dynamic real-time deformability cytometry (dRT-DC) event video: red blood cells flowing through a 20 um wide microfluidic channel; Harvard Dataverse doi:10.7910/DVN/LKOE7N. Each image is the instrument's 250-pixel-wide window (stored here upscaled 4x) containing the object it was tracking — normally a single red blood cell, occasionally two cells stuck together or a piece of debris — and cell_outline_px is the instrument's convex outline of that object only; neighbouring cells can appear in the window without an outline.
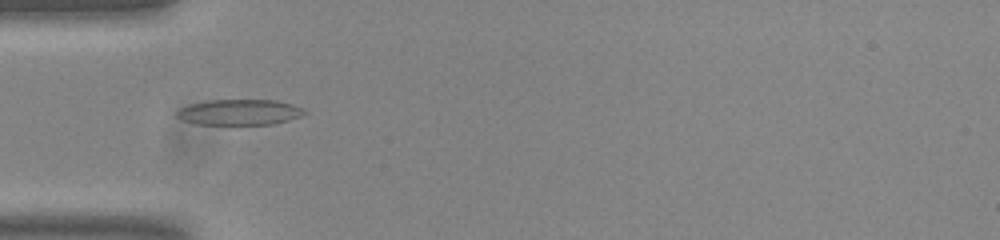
{"species": "common noctule bat (a hibernating species)", "species_latin": "Nyctalus noctula", "temperature_condition": "room temperature", "stored_images_in_passage": 53, "camera_frame_rate_fps": 3000, "um_per_image_px": 0.085, "animal": {"sex": "male", "body_mass_g": 20.0, "forearm_length_mm": 53.3}, "frame": {"image": 1, "passage_image": 16, "time_ms": 5.0, "image_size_px": [1000, 240], "cell_outline_px": [[308, 112], [300, 116], [288, 120], [272, 124], [196, 124], [184, 120], [176, 116], [176, 112], [180, 108], [188, 104], [208, 100], [276, 100], [292, 104], [304, 108]], "centroid_in_image_um": [20.36, 9.53], "position_along_channel_um": 64.6, "area_um2": 19.07}}
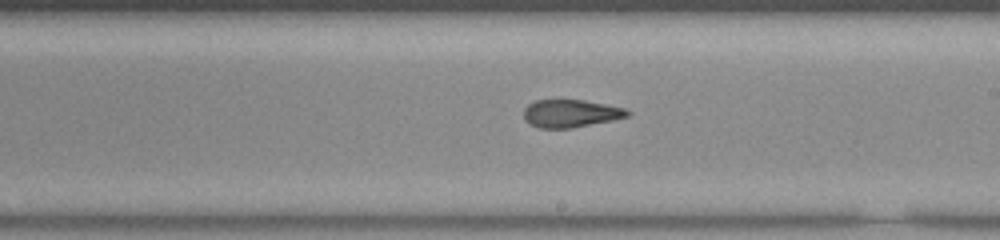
{"frame": {"image": 2, "passage_image": 30, "time_ms": 9.667, "image_size_px": [1000, 240], "cell_outline_px": [[632, 112], [628, 116], [612, 120], [572, 128], [540, 128], [528, 124], [524, 120], [524, 108], [528, 104], [536, 100], [584, 100], [624, 108]], "centroid_in_image_um": [48.47, 9.65], "position_along_channel_um": 240.5, "area_um2": 16.76}}
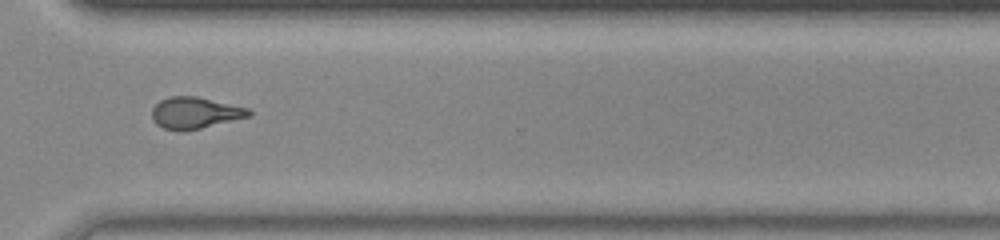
{"frame": {"image": 3, "passage_image": 39, "time_ms": 12.667, "image_size_px": [1000, 240], "cell_outline_px": [[252, 116], [200, 128], [164, 128], [156, 124], [152, 120], [152, 108], [160, 100], [172, 96], [196, 96], [248, 108], [252, 112]], "centroid_in_image_um": [16.6, 9.56], "position_along_channel_um": 354.0, "area_um2": 17.28}, "authors_computed_cell_mechanics": {"area_um2": 17.918, "velocity_mm_per_s": 3.7723, "shape_relaxation_time_tau1_ms": null, "shape_relaxation_time_tau2_ms": 2.3667, "deformation_change_tau1": null, "deformation_change_tau2": 0.1128}}